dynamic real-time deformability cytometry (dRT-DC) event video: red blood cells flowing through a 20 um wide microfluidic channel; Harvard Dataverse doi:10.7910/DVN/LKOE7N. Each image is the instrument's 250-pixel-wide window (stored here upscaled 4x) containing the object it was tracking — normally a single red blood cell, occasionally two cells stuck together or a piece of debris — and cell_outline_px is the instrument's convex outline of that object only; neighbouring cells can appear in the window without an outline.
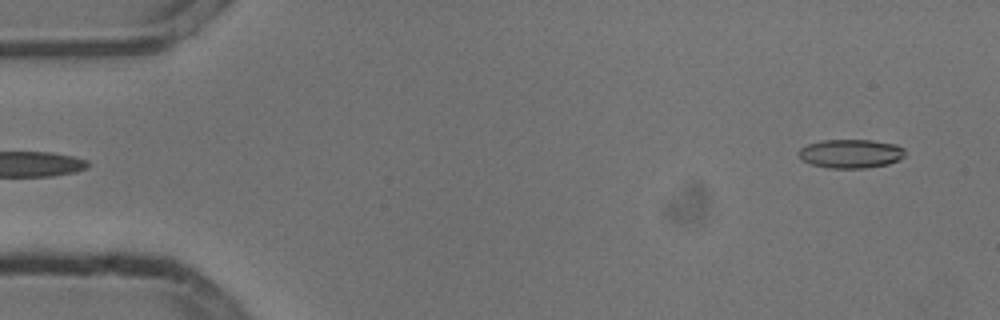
{"species": "common noctule bat (a hibernating species)", "species_latin": "Nyctalus noctula", "temperature_condition": "cold", "stored_images_in_passage": 5, "segment_of_instrument_passage": [2, 2], "camera_frame_rate_fps": 3000, "um_per_image_px": 0.085, "animal": {"sex": "male", "body_mass_g": 13.3}, "frame": {"image": 1, "passage_image": 5, "time_ms": 1.333, "image_size_px": [1000, 320], "cell_outline_px": [[904, 156], [900, 160], [888, 164], [868, 168], [828, 168], [812, 164], [804, 160], [800, 156], [800, 148], [808, 144], [820, 140], [872, 140], [896, 144], [904, 148]], "centroid_in_image_um": [72.36, 13.06], "position_along_channel_um": 12.6, "area_um2": 17.86}}